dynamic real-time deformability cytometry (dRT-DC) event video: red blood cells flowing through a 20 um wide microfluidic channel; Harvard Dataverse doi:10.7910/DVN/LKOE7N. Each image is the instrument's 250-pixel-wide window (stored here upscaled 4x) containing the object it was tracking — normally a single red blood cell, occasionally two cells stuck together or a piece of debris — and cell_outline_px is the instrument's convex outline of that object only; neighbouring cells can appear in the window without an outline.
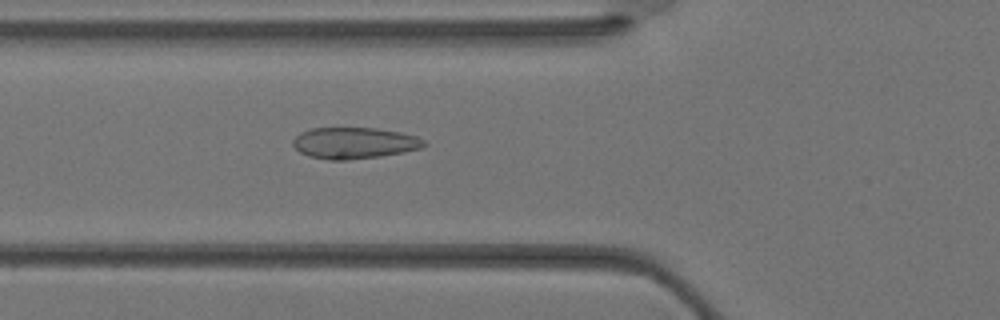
{"species": "Egyptian fruit bat (a non-hibernating species)", "species_latin": "Rousettus aegyptiacus", "temperature_condition": "warm", "stored_images_in_passage": 33, "camera_frame_rate_fps": 3000, "um_per_image_px": 0.085, "animal": {"sex": "female"}, "frame": {"image": 1, "passage_image": 13, "time_ms": 4.0, "image_size_px": [1000, 320], "cell_outline_px": [[428, 144], [420, 148], [380, 156], [344, 160], [328, 160], [308, 156], [300, 152], [292, 144], [292, 140], [300, 132], [312, 128], [376, 128], [400, 132], [416, 136], [424, 140]], "centroid_in_image_um": [30.08, 12.15], "position_along_channel_um": 95.7, "area_um2": 23.81}}
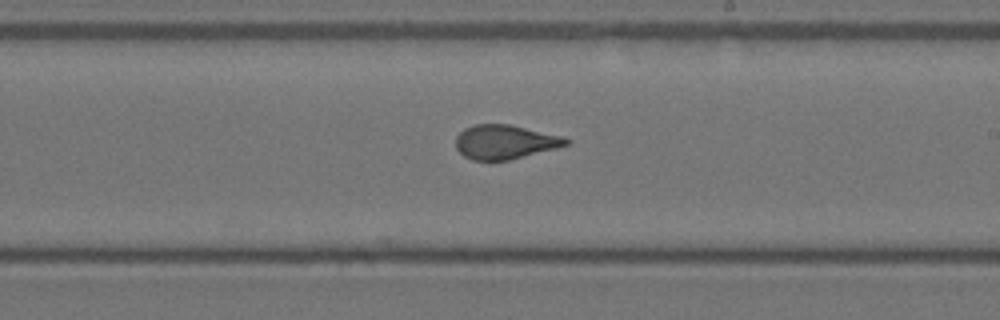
{"frame": {"image": 2, "passage_image": 21, "time_ms": 6.667, "image_size_px": [1000, 320], "cell_outline_px": [[572, 140], [568, 144], [556, 148], [508, 160], [472, 160], [464, 156], [456, 148], [456, 136], [464, 128], [476, 124], [508, 124], [564, 136]], "centroid_in_image_um": [42.92, 12.06], "position_along_channel_um": 246.1, "area_um2": 21.91}}
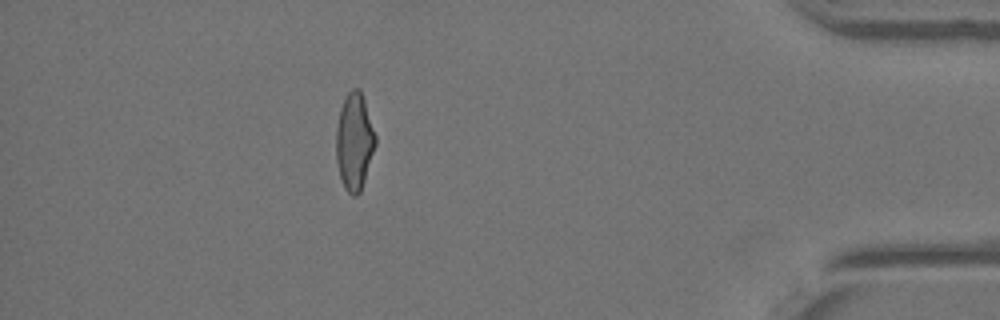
{"frame": {"image": 3, "passage_image": 32, "time_ms": 10.333, "image_size_px": [1000, 320], "cell_outline_px": [[376, 144], [360, 192], [356, 196], [352, 196], [344, 188], [340, 176], [336, 160], [336, 128], [340, 108], [348, 92], [352, 88], [360, 88], [376, 136]], "centroid_in_image_um": [30.11, 12.03], "position_along_channel_um": 405.1, "area_um2": 22.08}}